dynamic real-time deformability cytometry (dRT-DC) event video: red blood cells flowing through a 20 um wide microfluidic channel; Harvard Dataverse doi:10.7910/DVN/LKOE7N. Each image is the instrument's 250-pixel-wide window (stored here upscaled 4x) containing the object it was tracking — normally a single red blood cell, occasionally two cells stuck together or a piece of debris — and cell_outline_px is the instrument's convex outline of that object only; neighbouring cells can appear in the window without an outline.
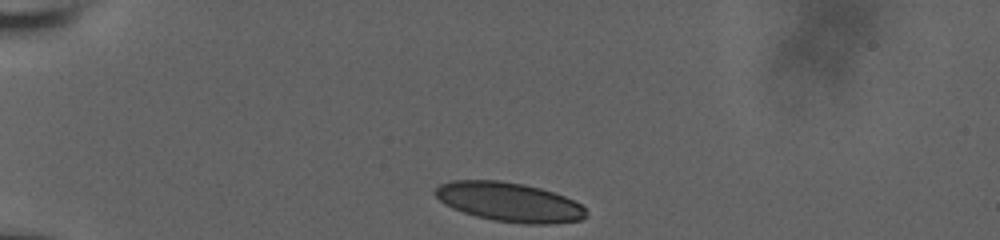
{"species": "human", "species_latin": "Homo sapiens", "temperature_condition": "room temperature", "stored_images_in_passage": 34, "camera_frame_rate_fps": 3000, "um_per_image_px": 0.085, "donor": {"sex": "male"}, "frame": {"image": 1, "passage_image": 1, "time_ms": 0.0, "image_size_px": [1000, 240], "cell_outline_px": [[588, 216], [580, 220], [552, 224], [524, 224], [492, 220], [476, 216], [452, 208], [444, 204], [432, 192], [440, 184], [452, 180], [500, 180], [524, 184], [540, 188], [564, 196], [580, 204], [584, 208]], "centroid_in_image_um": [43.27, 17.17], "position_along_channel_um": 41.7, "area_um2": 34.56}}
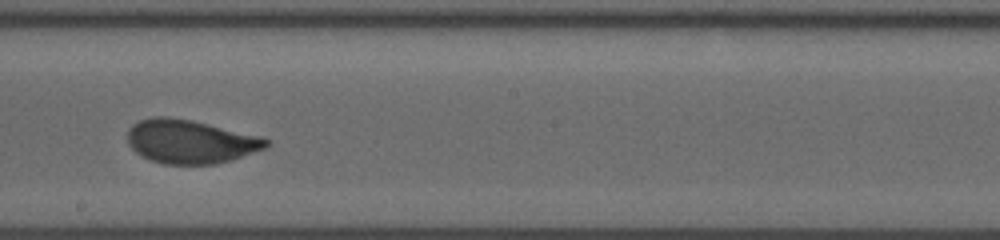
{"frame": {"image": 2, "passage_image": 20, "time_ms": 6.333, "image_size_px": [1000, 240], "cell_outline_px": [[268, 144], [264, 148], [232, 160], [216, 164], [164, 164], [140, 156], [128, 144], [128, 128], [132, 124], [140, 120], [156, 116], [168, 116], [192, 120], [256, 136], [268, 140]], "centroid_in_image_um": [16.1, 12.03], "position_along_channel_um": 232.1, "area_um2": 34.91}}
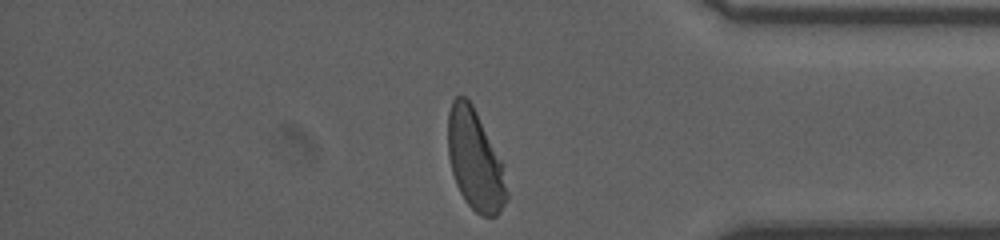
{"frame": {"image": 3, "passage_image": 34, "time_ms": 11.0, "image_size_px": [1000, 240], "cell_outline_px": [[508, 200], [496, 216], [480, 216], [464, 200], [456, 184], [452, 172], [448, 156], [448, 112], [452, 100], [456, 96], [464, 96], [472, 104], [504, 164], [508, 192]], "centroid_in_image_um": [40.4, 13.63], "position_along_channel_um": 394.8, "area_um2": 34.68}, "authors_computed_cell_mechanics": {"area_um2": 35.0268, "velocity_mm_per_s": 3.8212, "shape_relaxation_time_tau1_ms": 4.1394, "shape_relaxation_time_tau2_ms": null, "deformation_change_tau1": 0.1537, "deformation_change_tau2": null}}